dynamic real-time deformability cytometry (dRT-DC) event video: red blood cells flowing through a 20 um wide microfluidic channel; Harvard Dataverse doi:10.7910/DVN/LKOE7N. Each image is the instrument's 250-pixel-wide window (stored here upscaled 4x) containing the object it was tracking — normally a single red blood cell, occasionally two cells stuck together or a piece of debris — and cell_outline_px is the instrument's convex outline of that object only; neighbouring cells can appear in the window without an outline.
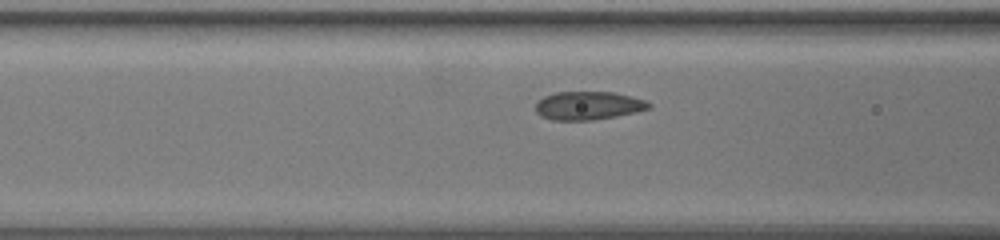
{"species": "common noctule bat (a hibernating species)", "species_latin": "Nyctalus noctula", "temperature_condition": "warm", "stored_images_in_passage": 12, "camera_frame_rate_fps": 3000, "um_per_image_px": 0.085, "animal": {"sex": "female", "body_mass_g": 19.5, "forearm_length_mm": 54.1}, "frame": {"image": 1, "passage_image": 10, "time_ms": 3.0, "image_size_px": [1000, 240], "cell_outline_px": [[652, 108], [636, 112], [616, 116], [592, 120], [552, 120], [540, 116], [536, 112], [536, 104], [544, 96], [556, 92], [612, 92], [632, 96], [644, 100], [652, 104]], "centroid_in_image_um": [50.02, 8.98], "position_along_channel_um": 116.6, "area_um2": 18.73}}